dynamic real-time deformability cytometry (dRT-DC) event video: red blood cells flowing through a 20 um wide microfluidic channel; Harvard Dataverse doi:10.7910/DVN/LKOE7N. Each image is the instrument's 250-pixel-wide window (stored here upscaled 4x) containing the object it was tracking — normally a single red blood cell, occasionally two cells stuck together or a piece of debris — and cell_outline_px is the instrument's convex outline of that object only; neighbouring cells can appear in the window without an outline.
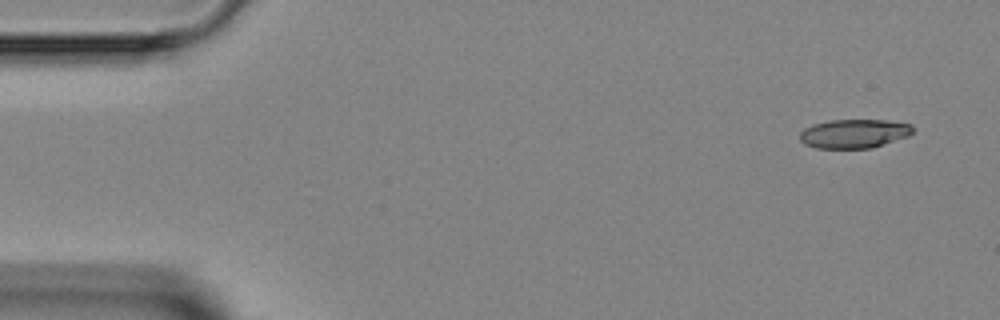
{"species": "Egyptian fruit bat (a non-hibernating species)", "species_latin": "Rousettus aegyptiacus", "temperature_condition": "room temperature", "stored_images_in_passage": 5, "segment_of_instrument_passage": [2, 2], "camera_frame_rate_fps": 3000, "um_per_image_px": 0.085, "animal": {"sex": "female"}, "frame": {"image": 1, "passage_image": 5, "time_ms": 4.667, "image_size_px": [1000, 320], "cell_outline_px": [[912, 132], [908, 136], [872, 148], [816, 148], [804, 144], [800, 140], [800, 132], [804, 128], [812, 124], [832, 120], [884, 120], [912, 124]], "centroid_in_image_um": [72.57, 11.36], "position_along_channel_um": 12.4, "area_um2": 19.02}}